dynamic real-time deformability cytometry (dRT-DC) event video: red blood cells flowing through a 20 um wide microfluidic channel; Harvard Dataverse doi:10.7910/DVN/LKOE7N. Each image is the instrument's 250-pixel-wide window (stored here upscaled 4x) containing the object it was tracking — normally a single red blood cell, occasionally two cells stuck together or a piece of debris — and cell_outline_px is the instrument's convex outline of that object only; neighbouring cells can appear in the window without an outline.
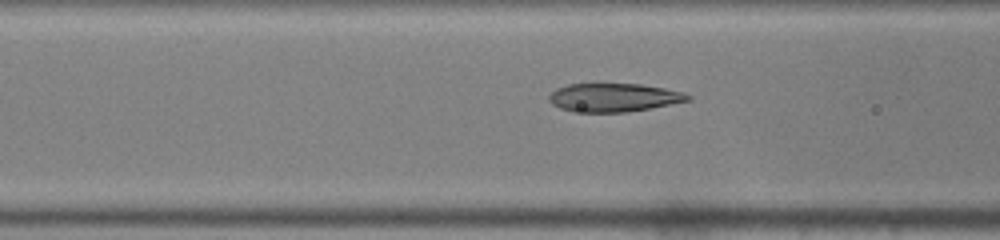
{"species": "common noctule bat (a hibernating species)", "species_latin": "Nyctalus noctula", "temperature_condition": "warm", "stored_images_in_passage": 35, "camera_frame_rate_fps": 3000, "um_per_image_px": 0.085, "animal": {"sex": "male", "body_mass_g": 19.0, "forearm_length_mm": 50.8}, "frame": {"image": 1, "passage_image": 5, "time_ms": 1.333, "image_size_px": [1000, 240], "cell_outline_px": [[692, 100], [648, 108], [624, 112], [572, 112], [560, 108], [552, 104], [548, 100], [548, 96], [556, 88], [568, 84], [640, 84], [664, 88], [684, 92], [692, 96]], "centroid_in_image_um": [52.15, 8.29], "position_along_channel_um": 114.4, "area_um2": 23.0}}
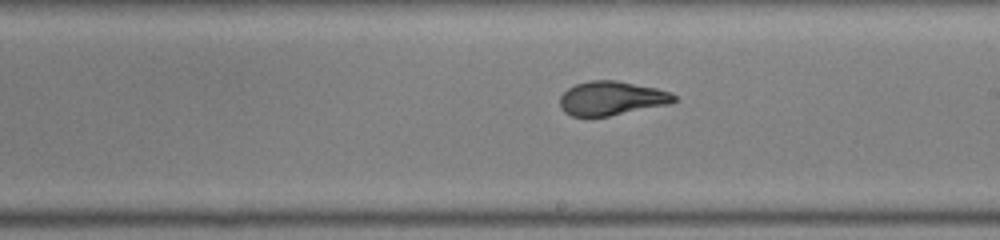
{"frame": {"image": 2, "passage_image": 14, "time_ms": 4.333, "image_size_px": [1000, 240], "cell_outline_px": [[676, 100], [672, 104], [608, 116], [572, 116], [564, 112], [560, 108], [560, 96], [568, 88], [576, 84], [588, 80], [616, 80], [656, 88], [668, 92], [676, 96]], "centroid_in_image_um": [51.97, 8.35], "position_along_channel_um": 237.0, "area_um2": 22.66}}
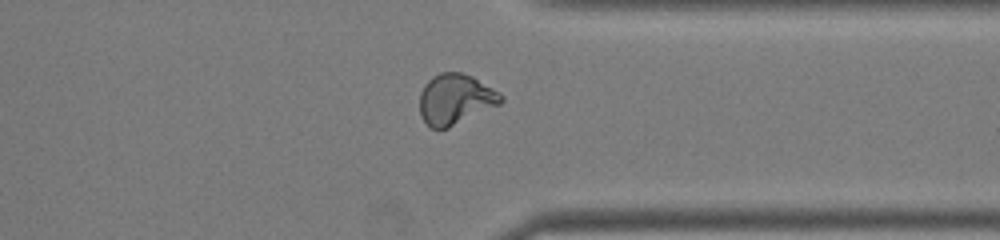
{"frame": {"image": 3, "passage_image": 24, "time_ms": 7.667, "image_size_px": [1000, 240], "cell_outline_px": [[504, 100], [500, 104], [448, 128], [432, 128], [420, 116], [420, 92], [424, 84], [432, 76], [440, 72], [460, 72], [472, 76], [500, 92], [504, 96]], "centroid_in_image_um": [38.71, 8.41], "position_along_channel_um": 372.7, "area_um2": 23.93}, "authors_computed_cell_mechanics": {"area_um2": 23.4668, "velocity_mm_per_s": 4.0953, "shape_relaxation_time_tau1_ms": 8.708, "shape_relaxation_time_tau2_ms": 0.9155, "deformation_change_tau1": 0.3244, "deformation_change_tau2": 0.0608}}